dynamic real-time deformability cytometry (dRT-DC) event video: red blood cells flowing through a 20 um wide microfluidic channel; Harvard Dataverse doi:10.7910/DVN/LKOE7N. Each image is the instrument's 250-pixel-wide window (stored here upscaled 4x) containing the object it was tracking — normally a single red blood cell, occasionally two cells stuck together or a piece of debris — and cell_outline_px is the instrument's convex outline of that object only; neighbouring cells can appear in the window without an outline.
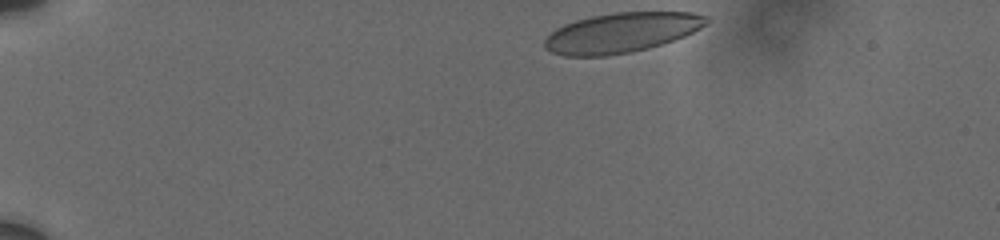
{"species": "human", "species_latin": "Homo sapiens", "temperature_condition": "cold", "stored_images_in_passage": 40, "camera_frame_rate_fps": 3000, "um_per_image_px": 0.085, "donor": {"sex": "male"}, "frame": {"image": 1, "passage_image": 1, "time_ms": 0.0, "image_size_px": [1000, 240], "cell_outline_px": [[708, 20], [700, 28], [684, 36], [648, 48], [608, 56], [564, 56], [552, 52], [544, 48], [544, 40], [556, 28], [564, 24], [576, 20], [592, 16], [616, 12], [692, 12], [708, 16]], "centroid_in_image_um": [52.79, 2.77], "position_along_channel_um": 32.2, "area_um2": 37.34}}
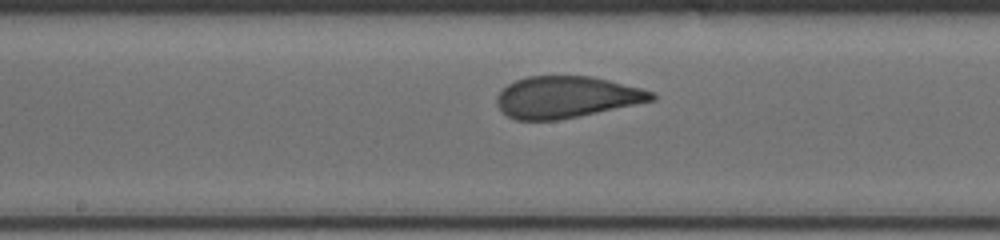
{"frame": {"image": 2, "passage_image": 23, "time_ms": 7.0, "image_size_px": [1000, 240], "cell_outline_px": [[656, 100], [580, 116], [556, 120], [516, 120], [508, 116], [496, 104], [496, 96], [508, 84], [516, 80], [528, 76], [592, 76], [656, 92]], "centroid_in_image_um": [48.16, 8.25], "position_along_channel_um": 200.0, "area_um2": 37.51}}
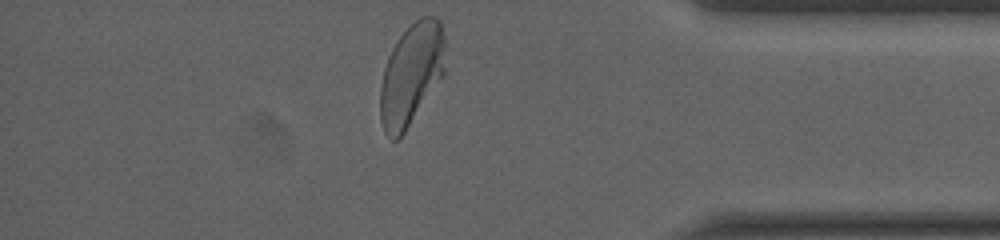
{"frame": {"image": 3, "passage_image": 40, "time_ms": 13.0, "image_size_px": [1000, 240], "cell_outline_px": [[444, 76], [404, 132], [396, 140], [392, 140], [384, 132], [380, 120], [380, 88], [384, 68], [388, 56], [396, 40], [420, 16], [436, 16], [440, 20], [444, 36]], "centroid_in_image_um": [34.96, 6.31], "position_along_channel_um": 400.2, "area_um2": 38.61}, "authors_computed_cell_mechanics": {"area_um2": 38.148, "velocity_mm_per_s": 3.6865, "shape_relaxation_time_tau1_ms": 4.1374, "shape_relaxation_time_tau2_ms": null, "deformation_change_tau1": 0.1471, "deformation_change_tau2": null}}